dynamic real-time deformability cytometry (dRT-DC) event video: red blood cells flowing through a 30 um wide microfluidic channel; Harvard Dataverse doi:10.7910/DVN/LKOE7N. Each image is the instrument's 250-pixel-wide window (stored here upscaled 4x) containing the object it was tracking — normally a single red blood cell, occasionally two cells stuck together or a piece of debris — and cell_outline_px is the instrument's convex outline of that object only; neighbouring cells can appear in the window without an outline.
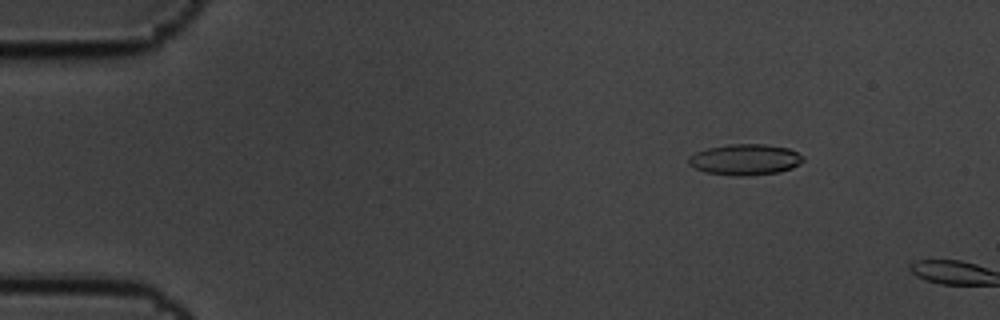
{"species": "common noctule bat (a hibernating species)", "species_latin": "Nyctalus noctula", "temperature_condition": "cold", "stored_images_in_passage": 4, "camera_frame_rate_fps": 3000, "um_per_image_px": 0.085, "animal": {"sex": "male", "body_mass_g": 19.5, "forearm_length_mm": 54.6}, "frame": {"image": 1, "passage_image": 3, "time_ms": 0.667, "image_size_px": [1000, 320], "cell_outline_px": [[804, 160], [800, 164], [792, 168], [780, 172], [744, 176], [736, 176], [704, 172], [688, 164], [688, 156], [696, 152], [708, 148], [728, 144], [764, 144], [788, 148], [804, 156]], "centroid_in_image_um": [63.34, 13.56], "position_along_channel_um": 21.7, "area_um2": 20.75}}